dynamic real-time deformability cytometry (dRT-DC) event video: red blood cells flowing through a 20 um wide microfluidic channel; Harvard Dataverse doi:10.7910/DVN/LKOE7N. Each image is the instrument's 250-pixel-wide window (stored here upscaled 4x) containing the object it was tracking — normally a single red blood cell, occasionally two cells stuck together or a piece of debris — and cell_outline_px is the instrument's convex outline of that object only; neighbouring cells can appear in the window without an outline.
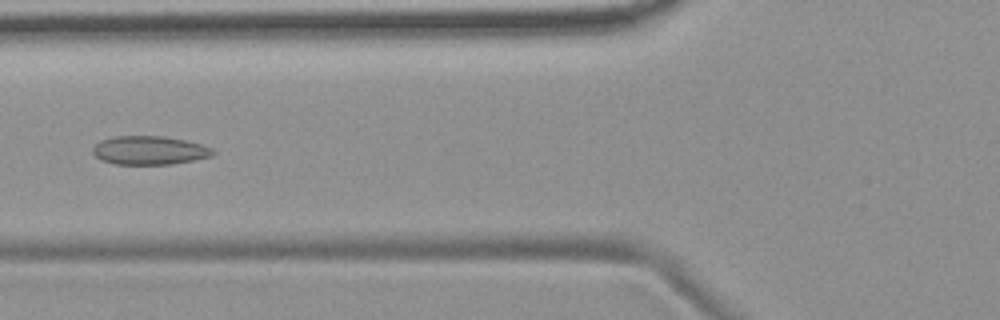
{"species": "common noctule bat (a hibernating species)", "species_latin": "Nyctalus noctula", "temperature_condition": "room temperature", "stored_images_in_passage": 8, "camera_frame_rate_fps": 3000, "um_per_image_px": 0.085, "animal": {"sex": "female", "body_mass_g": 19.9}, "frame": {"image": 1, "passage_image": 5, "time_ms": 5.667, "image_size_px": [1000, 320], "cell_outline_px": [[216, 152], [212, 156], [172, 164], [116, 164], [100, 160], [92, 152], [92, 148], [100, 140], [112, 136], [164, 136], [184, 140], [200, 144], [212, 148]], "centroid_in_image_um": [12.67, 12.77], "position_along_channel_um": 113.1, "area_um2": 20.06}}
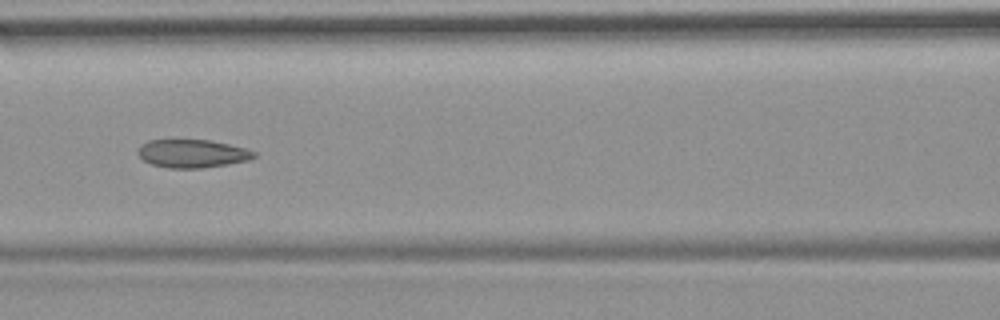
{"frame": {"image": 2, "passage_image": 6, "time_ms": 6.667, "image_size_px": [1000, 320], "cell_outline_px": [[256, 156], [248, 160], [228, 164], [200, 168], [168, 168], [152, 164], [144, 160], [136, 152], [140, 144], [148, 140], [208, 140], [228, 144], [244, 148], [256, 152]], "centroid_in_image_um": [16.31, 13.05], "position_along_channel_um": 150.3, "area_um2": 18.96}}
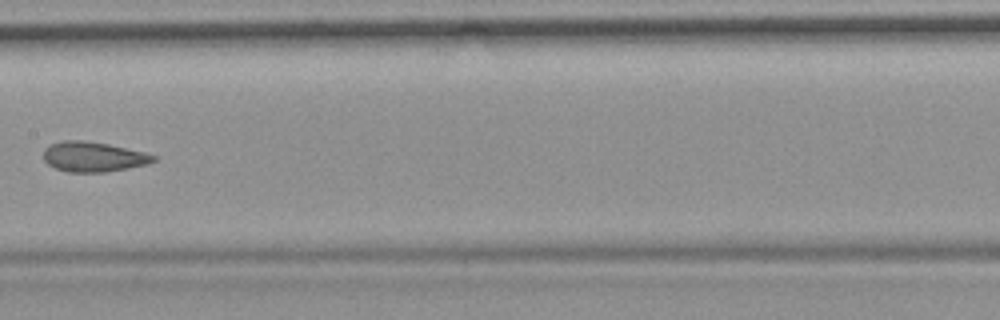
{"frame": {"image": 3, "passage_image": 7, "time_ms": 8.0, "image_size_px": [1000, 320], "cell_outline_px": [[156, 160], [148, 164], [128, 168], [104, 172], [68, 172], [56, 168], [48, 164], [44, 160], [44, 148], [48, 144], [64, 140], [84, 140], [108, 144], [144, 152], [156, 156]], "centroid_in_image_um": [7.91, 13.32], "position_along_channel_um": 199.5, "area_um2": 19.25}}